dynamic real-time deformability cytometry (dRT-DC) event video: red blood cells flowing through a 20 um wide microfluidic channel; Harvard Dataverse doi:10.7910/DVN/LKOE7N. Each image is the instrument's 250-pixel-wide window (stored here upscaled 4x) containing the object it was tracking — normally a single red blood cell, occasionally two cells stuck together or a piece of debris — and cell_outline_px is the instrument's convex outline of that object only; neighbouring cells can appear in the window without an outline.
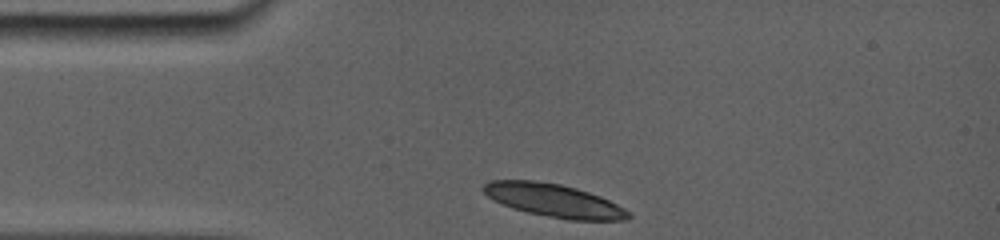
{"species": "common noctule bat (a hibernating species)", "species_latin": "Nyctalus noctula", "temperature_condition": "room temperature", "stored_images_in_passage": 2, "camera_frame_rate_fps": 5000, "um_per_image_px": 0.085, "animal": {"sex": "female", "body_mass_g": 19.0, "forearm_length_mm": 56.7}, "frame": {"image": 1, "passage_image": 1, "time_ms": 0.0, "image_size_px": [1000, 240], "cell_outline_px": [[632, 216], [628, 220], [568, 220], [528, 212], [512, 208], [500, 204], [492, 200], [480, 188], [488, 180], [532, 180], [560, 184], [576, 188], [600, 196], [624, 208]], "centroid_in_image_um": [47.04, 17.04], "position_along_channel_um": 38.0, "area_um2": 27.98}}